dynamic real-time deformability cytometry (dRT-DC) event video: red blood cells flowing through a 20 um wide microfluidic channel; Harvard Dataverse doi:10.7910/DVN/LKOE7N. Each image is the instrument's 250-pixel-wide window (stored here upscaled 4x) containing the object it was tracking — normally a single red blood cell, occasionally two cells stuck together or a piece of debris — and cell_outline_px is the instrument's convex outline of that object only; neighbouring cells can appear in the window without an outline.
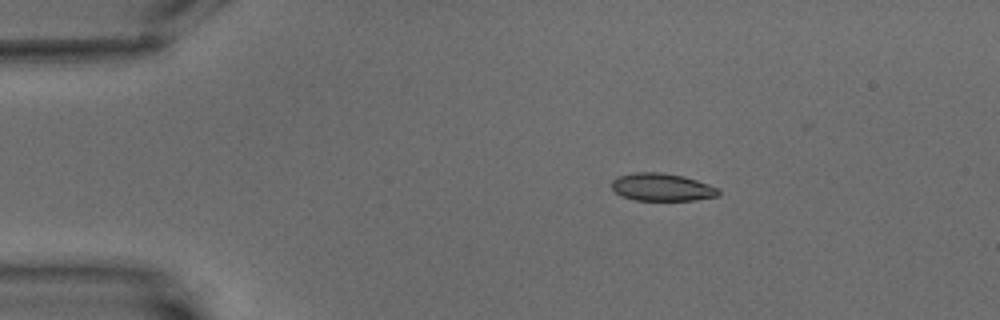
{"species": "common noctule bat (a hibernating species)", "species_latin": "Nyctalus noctula", "temperature_condition": "warm", "stored_images_in_passage": 5, "camera_frame_rate_fps": 3000, "um_per_image_px": 0.085, "animal": {"sex": "male", "body_mass_g": 15.6}, "frame": {"image": 1, "passage_image": 3, "time_ms": 2.333, "image_size_px": [1000, 320], "cell_outline_px": [[720, 196], [696, 200], [636, 200], [620, 196], [612, 188], [612, 180], [620, 176], [636, 172], [660, 172], [684, 176], [708, 184], [716, 188], [720, 192]], "centroid_in_image_um": [56.27, 15.91], "position_along_channel_um": 28.7, "area_um2": 17.17}}
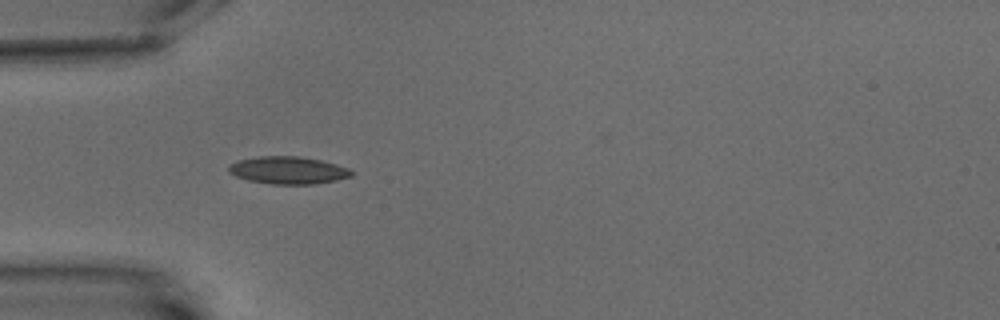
{"frame": {"image": 2, "passage_image": 5, "time_ms": 5.0, "image_size_px": [1000, 320], "cell_outline_px": [[352, 176], [336, 180], [316, 184], [272, 184], [248, 180], [236, 176], [228, 172], [228, 164], [236, 160], [256, 156], [300, 156], [320, 160], [336, 164], [348, 168], [352, 172]], "centroid_in_image_um": [24.44, 14.46], "position_along_channel_um": 60.6, "area_um2": 19.77}}